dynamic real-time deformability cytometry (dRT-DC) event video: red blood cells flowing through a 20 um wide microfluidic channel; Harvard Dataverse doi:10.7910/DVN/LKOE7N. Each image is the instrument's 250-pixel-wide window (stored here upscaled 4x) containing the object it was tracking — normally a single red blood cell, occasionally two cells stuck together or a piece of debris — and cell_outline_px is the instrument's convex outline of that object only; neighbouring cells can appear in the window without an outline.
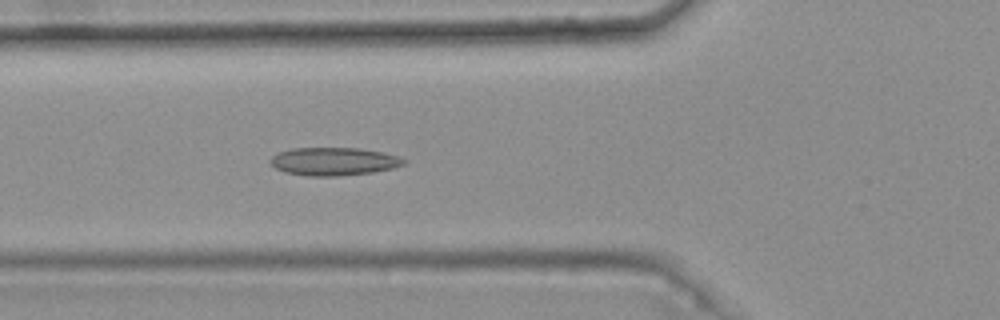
{"species": "common noctule bat (a hibernating species)", "species_latin": "Nyctalus noctula", "temperature_condition": "warm", "stored_images_in_passage": 5, "camera_frame_rate_fps": 3000, "um_per_image_px": 0.085, "animal": {"sex": "female", "body_mass_g": 25.1}, "frame": {"image": 1, "passage_image": 5, "time_ms": 1.333, "image_size_px": [1000, 320], "cell_outline_px": [[408, 160], [404, 164], [392, 168], [372, 172], [340, 176], [308, 176], [284, 172], [276, 168], [268, 160], [272, 156], [280, 152], [292, 148], [360, 148], [384, 152], [400, 156]], "centroid_in_image_um": [28.39, 13.72], "position_along_channel_um": 97.4, "area_um2": 21.91}}